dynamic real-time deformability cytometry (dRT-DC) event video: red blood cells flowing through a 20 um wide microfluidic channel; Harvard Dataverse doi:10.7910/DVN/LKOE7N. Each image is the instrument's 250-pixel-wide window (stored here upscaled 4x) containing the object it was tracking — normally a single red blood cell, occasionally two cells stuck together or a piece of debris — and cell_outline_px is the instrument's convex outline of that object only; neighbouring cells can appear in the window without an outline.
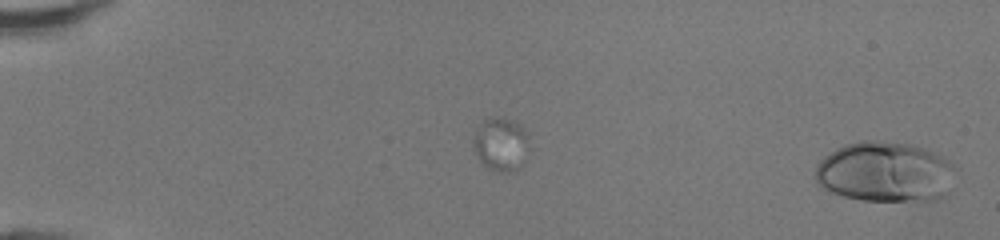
{"species": "human", "species_latin": "Homo sapiens", "temperature_condition": "room temperature", "stored_images_in_passage": 48, "camera_frame_rate_fps": 3000, "um_per_image_px": 0.085, "donor": {"sex": "female"}, "frame": {"image": 1, "passage_image": 1, "time_ms": 0.0, "image_size_px": [1000, 240], "cell_outline_px": [[956, 168], [944, 196], [936, 200], [860, 200], [844, 196], [832, 192], [824, 188], [816, 180], [816, 168], [820, 160], [824, 156], [836, 148], [844, 144], [860, 140], [872, 140], [908, 144], [924, 148], [940, 156], [952, 164]], "centroid_in_image_um": [75.2, 14.61], "position_along_channel_um": 9.8, "area_um2": 48.84}}
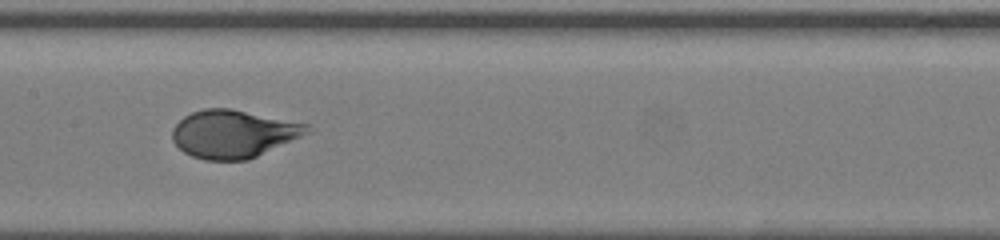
{"frame": {"image": 2, "passage_image": 26, "time_ms": 8.333, "image_size_px": [1000, 240], "cell_outline_px": [[308, 132], [300, 136], [248, 160], [204, 160], [192, 156], [184, 152], [172, 140], [172, 128], [184, 116], [192, 112], [204, 108], [232, 108], [308, 124]], "centroid_in_image_um": [19.78, 11.37], "position_along_channel_um": 187.6, "area_um2": 37.22}}
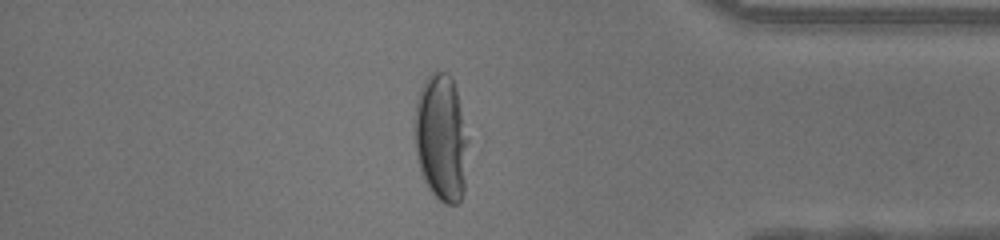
{"frame": {"image": 3, "passage_image": 42, "time_ms": 13.667, "image_size_px": [1000, 240], "cell_outline_px": [[468, 140], [464, 192], [460, 200], [456, 204], [444, 204], [428, 188], [424, 180], [416, 156], [416, 100], [420, 88], [424, 80], [436, 68], [452, 76], [456, 88]], "centroid_in_image_um": [37.52, 11.7], "position_along_channel_um": 397.7, "area_um2": 39.54}, "authors_computed_cell_mechanics": {"area_um2": 38.9861, "velocity_mm_per_s": 4.2918, "shape_relaxation_time_tau1_ms": 3.8871, "shape_relaxation_time_tau2_ms": null, "deformation_change_tau1": 0.2349, "deformation_change_tau2": null}}